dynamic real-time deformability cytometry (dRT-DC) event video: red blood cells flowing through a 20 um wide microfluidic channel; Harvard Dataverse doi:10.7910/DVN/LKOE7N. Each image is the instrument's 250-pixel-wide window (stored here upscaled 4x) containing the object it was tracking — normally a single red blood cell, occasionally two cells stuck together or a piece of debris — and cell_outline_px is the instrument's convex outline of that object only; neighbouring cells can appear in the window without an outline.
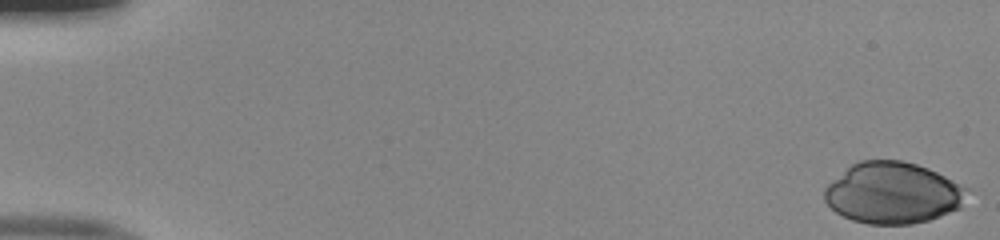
{"species": "human", "species_latin": "Homo sapiens", "temperature_condition": "room temperature", "stored_images_in_passage": 51, "camera_frame_rate_fps": 3000, "um_per_image_px": 0.085, "donor": {"sex": "male"}, "frame": {"image": 1, "passage_image": 1, "time_ms": 0.0, "image_size_px": [1000, 240], "cell_outline_px": [[968, 188], [960, 208], [928, 220], [912, 224], [868, 224], [852, 220], [836, 212], [824, 200], [824, 188], [828, 184], [852, 164], [860, 160], [900, 160], [916, 164], [928, 168]], "centroid_in_image_um": [75.87, 16.4], "position_along_channel_um": 9.1, "area_um2": 50.58}}
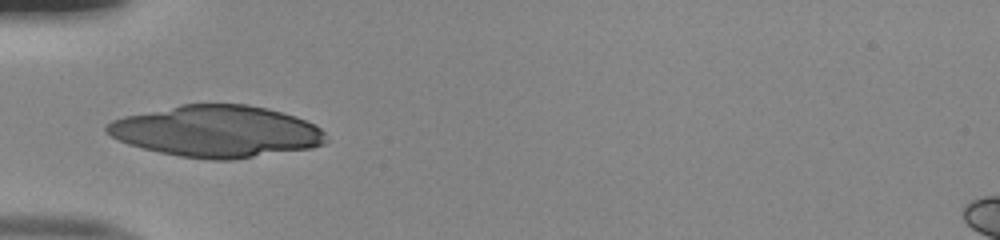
{"frame": {"image": 2, "passage_image": 18, "time_ms": 5.667, "image_size_px": [1000, 240], "cell_outline_px": [[328, 140], [324, 144], [312, 148], [232, 160], [212, 160], [180, 156], [160, 152], [128, 144], [104, 132], [104, 124], [112, 120], [124, 116], [180, 104], [248, 104], [268, 108], [296, 116], [320, 128], [324, 132]], "centroid_in_image_um": [18.4, 11.16], "position_along_channel_um": 66.6, "area_um2": 66.12}}
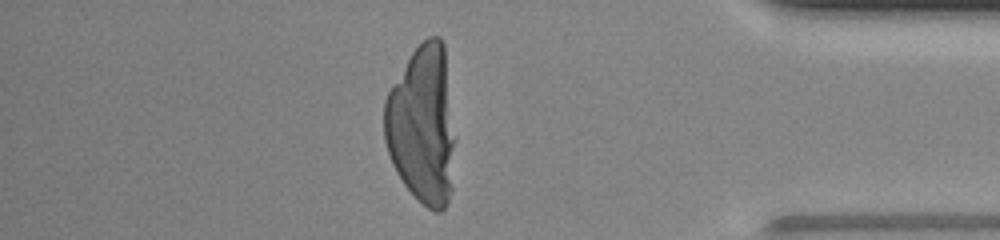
{"frame": {"image": 3, "passage_image": 45, "time_ms": 14.667, "image_size_px": [1000, 240], "cell_outline_px": [[456, 140], [452, 188], [448, 200], [444, 208], [440, 212], [436, 212], [428, 208], [404, 184], [396, 172], [392, 164], [384, 140], [384, 100], [388, 92], [412, 52], [428, 36], [440, 36], [444, 44], [456, 136]], "centroid_in_image_um": [35.93, 10.62], "position_along_channel_um": 399.3, "area_um2": 66.07}}